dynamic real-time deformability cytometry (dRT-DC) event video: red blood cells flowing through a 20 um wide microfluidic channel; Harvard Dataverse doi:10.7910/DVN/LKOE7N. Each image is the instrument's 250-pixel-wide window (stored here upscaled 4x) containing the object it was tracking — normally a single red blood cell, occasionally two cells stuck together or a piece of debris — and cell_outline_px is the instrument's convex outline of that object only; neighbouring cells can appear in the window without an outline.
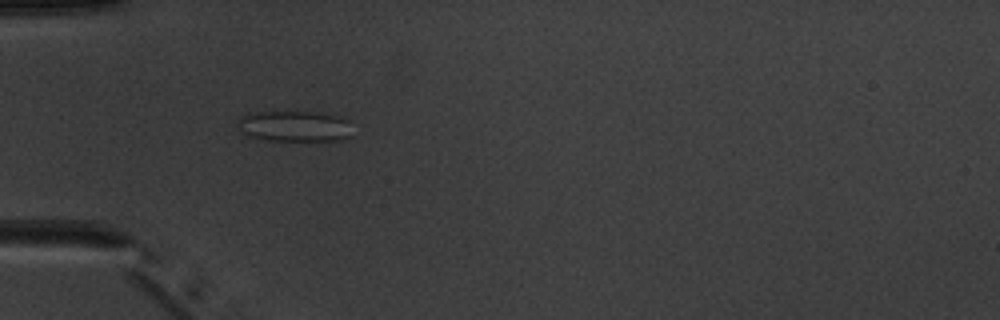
{"species": "common noctule bat (a hibernating species)", "species_latin": "Nyctalus noctula", "temperature_condition": "warm", "stored_images_in_passage": 5, "camera_frame_rate_fps": 3000, "um_per_image_px": 0.085, "animal": {"sex": "male", "body_mass_g": 20.1, "forearm_length_mm": 53.5}, "frame": {"image": 1, "passage_image": 4, "time_ms": 4.333, "image_size_px": [1000, 320], "cell_outline_px": [[352, 136], [340, 140], [268, 140], [248, 136], [236, 124], [240, 116], [248, 112], [320, 112], [340, 116], [348, 120]], "centroid_in_image_um": [25.04, 10.71], "position_along_channel_um": 60.0, "area_um2": 20.69}}
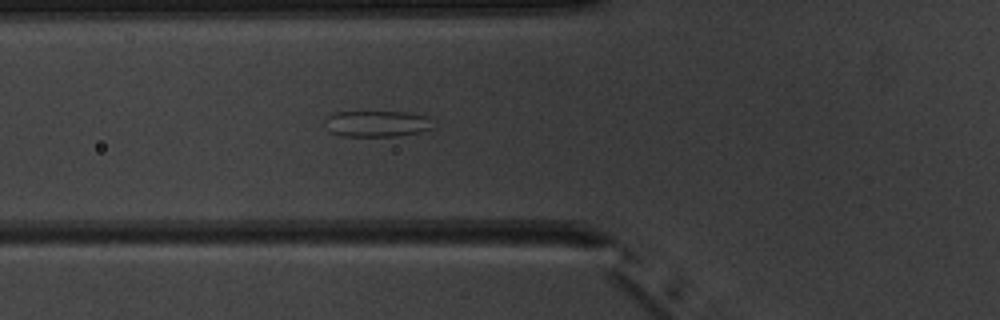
{"frame": {"image": 2, "passage_image": 5, "time_ms": 5.333, "image_size_px": [1000, 320], "cell_outline_px": [[432, 128], [420, 132], [396, 136], [340, 136], [328, 132], [324, 120], [328, 116], [336, 112], [404, 112], [428, 116]], "centroid_in_image_um": [31.98, 10.52], "position_along_channel_um": 93.8, "area_um2": 16.47}}